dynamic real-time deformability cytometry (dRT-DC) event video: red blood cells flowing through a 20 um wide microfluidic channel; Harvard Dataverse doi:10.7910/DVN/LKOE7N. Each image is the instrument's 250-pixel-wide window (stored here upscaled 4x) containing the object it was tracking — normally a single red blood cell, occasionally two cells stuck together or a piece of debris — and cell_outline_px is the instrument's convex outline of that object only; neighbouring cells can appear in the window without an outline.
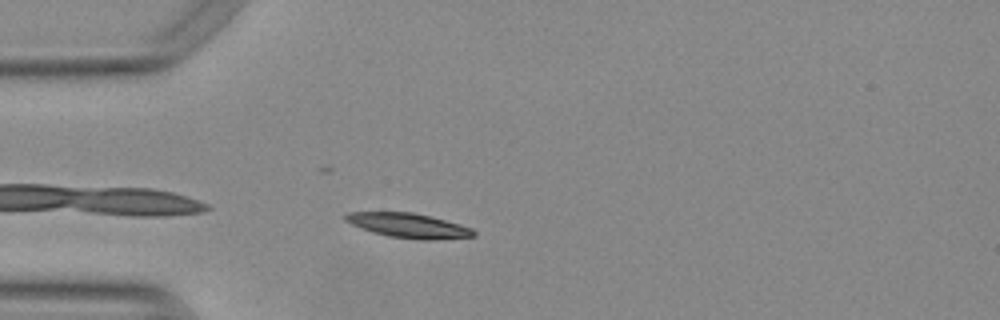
{"species": "Egyptian fruit bat (a non-hibernating species)", "species_latin": "Rousettus aegyptiacus", "temperature_condition": "warm", "stored_images_in_passage": 43, "camera_frame_rate_fps": 3000, "um_per_image_px": 0.085, "animal": {"sex": "female"}, "frame": {"image": 1, "passage_image": 3, "time_ms": 0.667, "image_size_px": [1000, 320], "cell_outline_px": [[476, 236], [432, 240], [420, 240], [388, 236], [372, 232], [360, 228], [344, 220], [344, 216], [348, 212], [412, 212], [432, 216], [460, 224], [472, 228], [476, 232]], "centroid_in_image_um": [34.74, 19.17], "position_along_channel_um": 50.3, "area_um2": 18.5}}
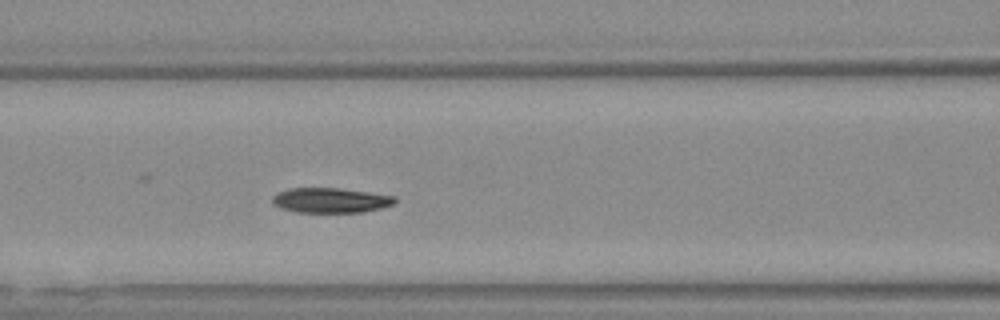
{"frame": {"image": 2, "passage_image": 11, "time_ms": 3.333, "image_size_px": [1000, 320], "cell_outline_px": [[396, 200], [392, 204], [380, 208], [360, 212], [296, 212], [280, 208], [272, 204], [272, 196], [276, 192], [292, 188], [336, 188], [368, 192], [396, 196]], "centroid_in_image_um": [28.04, 17.02], "position_along_channel_um": 138.6, "area_um2": 17.74}}
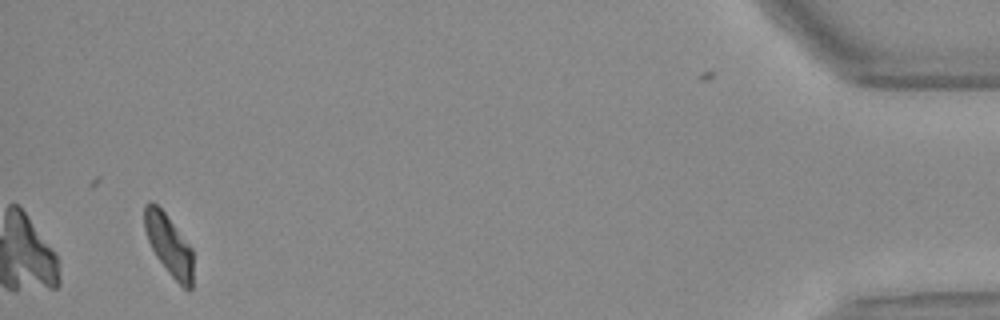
{"frame": {"image": 3, "passage_image": 40, "time_ms": 13.0, "image_size_px": [1000, 320], "cell_outline_px": [[192, 288], [184, 288], [168, 272], [156, 256], [148, 240], [144, 228], [144, 204], [152, 200], [164, 212], [192, 248]], "centroid_in_image_um": [14.33, 20.78], "position_along_channel_um": 420.9, "area_um2": 16.94}, "authors_computed_cell_mechanics": {"area_um2": 18.3226, "velocity_mm_per_s": 3.7439, "shape_relaxation_time_tau1_ms": 3.5777, "shape_relaxation_time_tau2_ms": null, "deformation_change_tau1": 0.144, "deformation_change_tau2": null}}